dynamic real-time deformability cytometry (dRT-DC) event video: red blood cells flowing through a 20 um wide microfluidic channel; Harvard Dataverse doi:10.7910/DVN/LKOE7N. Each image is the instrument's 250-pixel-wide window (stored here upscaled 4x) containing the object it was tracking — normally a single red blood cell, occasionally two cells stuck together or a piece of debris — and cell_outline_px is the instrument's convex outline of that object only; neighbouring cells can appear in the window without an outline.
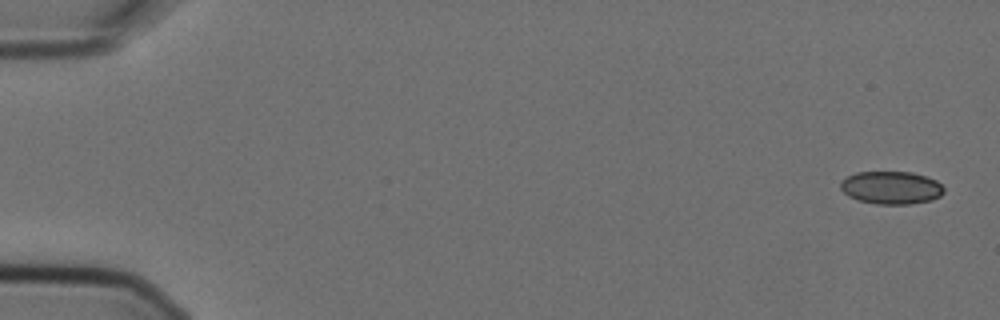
{"species": "Egyptian fruit bat (a non-hibernating species)", "species_latin": "Rousettus aegyptiacus", "temperature_condition": "cold", "stored_images_in_passage": 6, "camera_frame_rate_fps": 3000, "um_per_image_px": 0.085, "animal": {"sex": "female"}, "frame": {"image": 1, "passage_image": 1, "time_ms": 0.0, "image_size_px": [1000, 320], "cell_outline_px": [[944, 192], [940, 196], [932, 200], [908, 204], [876, 204], [860, 200], [848, 196], [840, 188], [840, 180], [856, 172], [912, 172], [936, 180], [944, 188]], "centroid_in_image_um": [75.74, 15.95], "position_along_channel_um": 9.3, "area_um2": 19.77}}
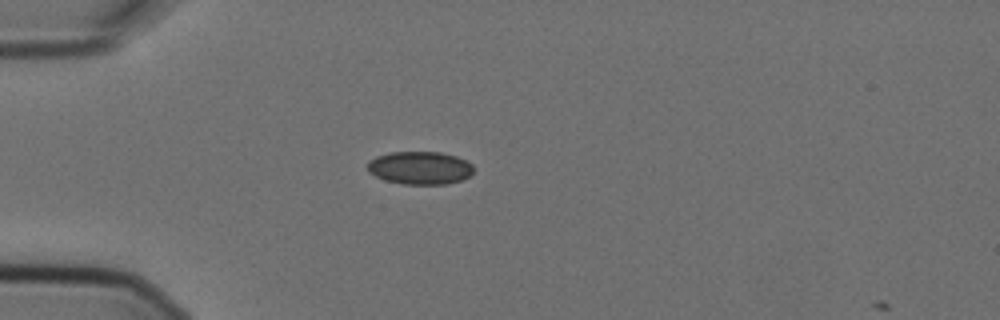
{"frame": {"image": 2, "passage_image": 5, "time_ms": 1.333, "image_size_px": [1000, 320], "cell_outline_px": [[472, 172], [468, 176], [460, 180], [444, 184], [404, 184], [384, 180], [368, 172], [368, 160], [376, 156], [392, 152], [440, 152], [456, 156], [472, 164]], "centroid_in_image_um": [35.65, 14.26], "position_along_channel_um": 49.3, "area_um2": 20.23}}